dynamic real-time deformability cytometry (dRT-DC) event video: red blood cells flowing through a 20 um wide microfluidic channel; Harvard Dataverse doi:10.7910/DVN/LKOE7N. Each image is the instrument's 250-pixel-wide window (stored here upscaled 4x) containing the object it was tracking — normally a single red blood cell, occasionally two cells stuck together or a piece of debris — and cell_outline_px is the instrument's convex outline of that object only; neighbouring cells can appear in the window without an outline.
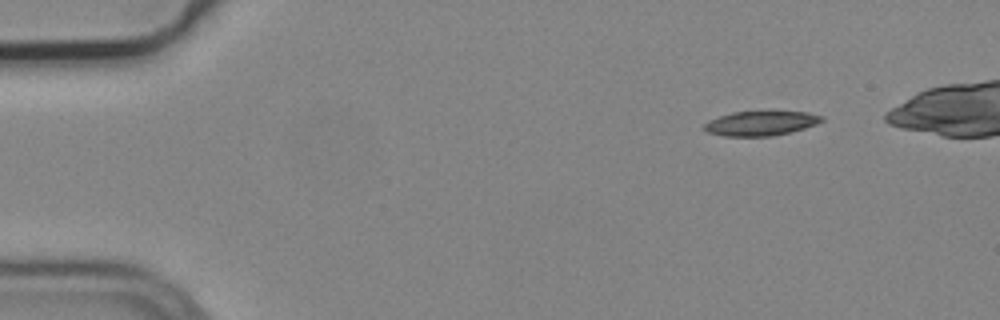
{"species": "common noctule bat (a hibernating species)", "species_latin": "Nyctalus noctula", "temperature_condition": "cold", "stored_images_in_passage": 5, "camera_frame_rate_fps": 3000, "um_per_image_px": 0.085, "animal": {"sex": "male", "body_mass_g": 19.2, "forearm_length_mm": 51.8}, "frame": {"image": 1, "passage_image": 1, "time_ms": 0.0, "image_size_px": [1000, 320], "cell_outline_px": [[824, 120], [816, 124], [804, 128], [772, 136], [724, 136], [708, 132], [704, 128], [704, 124], [708, 120], [732, 112], [772, 108], [808, 112], [824, 116]], "centroid_in_image_um": [64.72, 10.41], "position_along_channel_um": 20.3, "area_um2": 17.69}}